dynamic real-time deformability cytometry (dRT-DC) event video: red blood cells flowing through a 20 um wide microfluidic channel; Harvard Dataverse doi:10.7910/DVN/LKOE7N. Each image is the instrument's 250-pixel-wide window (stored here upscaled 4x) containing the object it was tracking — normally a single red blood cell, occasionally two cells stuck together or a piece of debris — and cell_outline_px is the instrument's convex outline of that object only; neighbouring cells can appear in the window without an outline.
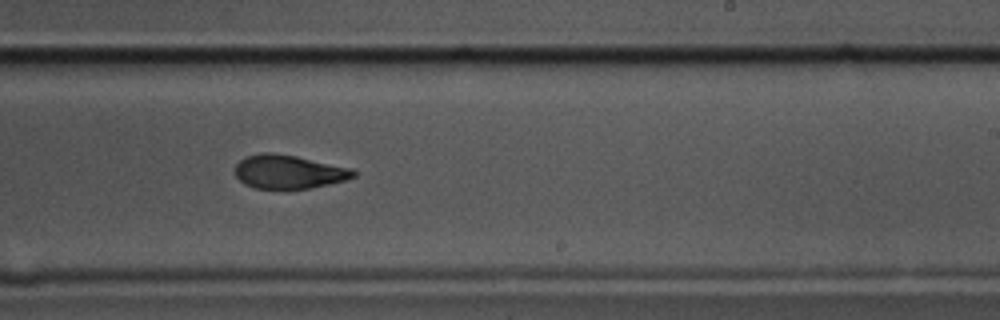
{"species": "common noctule bat (a hibernating species)", "species_latin": "Nyctalus noctula", "temperature_condition": "cold", "stored_images_in_passage": 11, "camera_frame_rate_fps": 3000, "um_per_image_px": 0.085, "animal": {"sex": "male", "body_mass_g": 17.5, "forearm_length_mm": 52.3}, "frame": {"image": 1, "passage_image": 10, "time_ms": 3.0, "image_size_px": [1000, 320], "cell_outline_px": [[356, 176], [344, 180], [328, 184], [308, 188], [256, 188], [244, 184], [236, 176], [236, 164], [244, 156], [264, 152], [272, 152], [296, 156], [352, 168], [356, 172]], "centroid_in_image_um": [24.52, 14.58], "position_along_channel_um": 264.5, "area_um2": 23.06}}
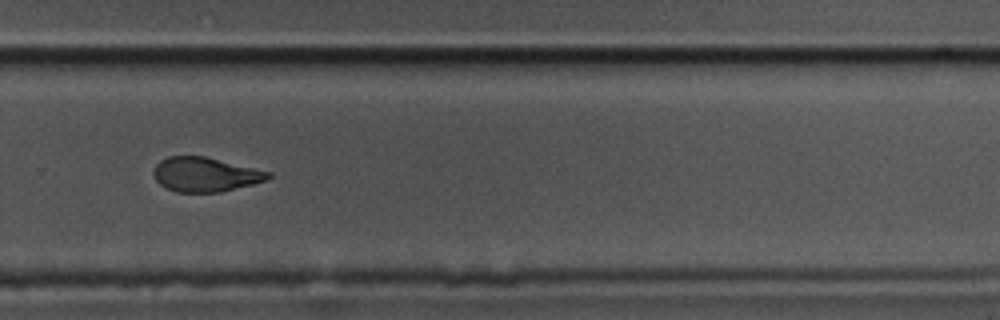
{"frame": {"image": 2, "passage_image": 11, "time_ms": 3.333, "image_size_px": [1000, 320], "cell_outline_px": [[272, 176], [268, 180], [220, 192], [176, 192], [164, 188], [156, 180], [152, 172], [156, 164], [160, 160], [168, 156], [204, 156], [272, 172]], "centroid_in_image_um": [17.43, 14.83], "position_along_channel_um": 312.4, "area_um2": 23.06}}